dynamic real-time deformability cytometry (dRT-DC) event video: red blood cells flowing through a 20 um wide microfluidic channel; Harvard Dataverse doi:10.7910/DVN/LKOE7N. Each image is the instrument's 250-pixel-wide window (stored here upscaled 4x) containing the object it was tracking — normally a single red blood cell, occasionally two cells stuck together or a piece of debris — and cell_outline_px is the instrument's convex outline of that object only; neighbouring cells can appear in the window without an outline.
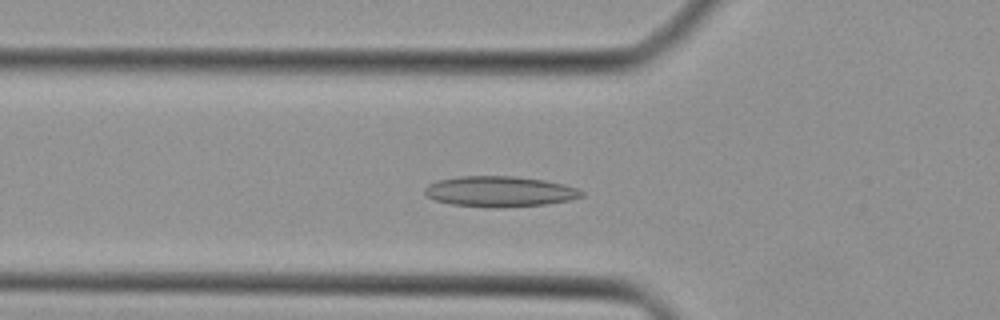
{"species": "Egyptian fruit bat (a non-hibernating species)", "species_latin": "Rousettus aegyptiacus", "temperature_condition": "cold", "stored_images_in_passage": 43, "camera_frame_rate_fps": 3000, "um_per_image_px": 0.085, "animal": {"sex": "female"}, "frame": {"image": 1, "passage_image": 14, "time_ms": 4.333, "image_size_px": [1000, 320], "cell_outline_px": [[584, 196], [572, 200], [544, 204], [504, 208], [492, 208], [448, 204], [436, 200], [428, 196], [424, 192], [424, 188], [428, 184], [436, 180], [460, 176], [516, 176], [544, 180], [564, 184], [576, 188], [584, 192]], "centroid_in_image_um": [42.47, 16.28], "position_along_channel_um": 83.3, "area_um2": 28.26}}
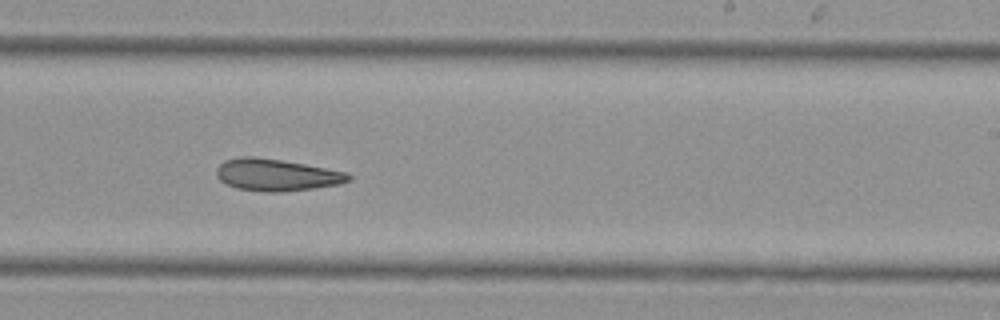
{"frame": {"image": 2, "passage_image": 26, "time_ms": 8.333, "image_size_px": [1000, 320], "cell_outline_px": [[352, 180], [340, 184], [316, 188], [280, 192], [264, 192], [236, 188], [220, 180], [216, 176], [216, 168], [224, 160], [240, 156], [252, 156], [280, 160], [304, 164], [348, 172], [352, 176]], "centroid_in_image_um": [23.51, 14.87], "position_along_channel_um": 265.5, "area_um2": 24.74}}
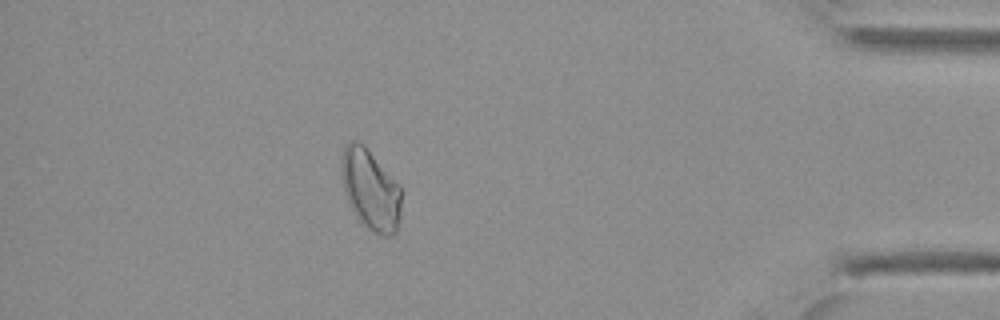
{"frame": {"image": 3, "passage_image": 38, "time_ms": 12.333, "image_size_px": [1000, 320], "cell_outline_px": [[400, 220], [396, 232], [392, 236], [384, 236], [368, 228], [356, 216], [348, 204], [344, 192], [340, 168], [340, 156], [344, 148], [352, 140], [356, 140], [364, 144], [400, 184]], "centroid_in_image_um": [31.48, 16.09], "position_along_channel_um": 403.7, "area_um2": 28.44}}